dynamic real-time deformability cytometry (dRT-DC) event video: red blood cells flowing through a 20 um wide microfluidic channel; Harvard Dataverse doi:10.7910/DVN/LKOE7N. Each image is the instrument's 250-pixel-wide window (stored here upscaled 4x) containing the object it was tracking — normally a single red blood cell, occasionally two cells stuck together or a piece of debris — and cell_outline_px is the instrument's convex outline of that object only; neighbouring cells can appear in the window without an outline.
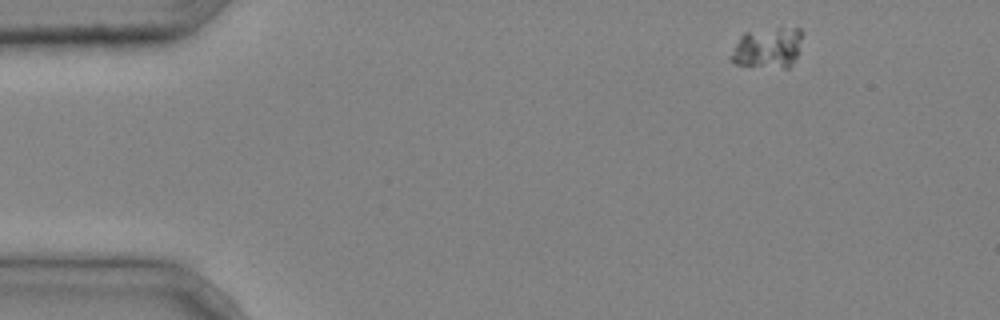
{"species": "common noctule bat (a hibernating species)", "species_latin": "Nyctalus noctula", "temperature_condition": "cold", "stored_images_in_passage": 4, "camera_frame_rate_fps": 3000, "um_per_image_px": 0.085, "animal": {"sex": "male", "body_mass_g": 20.4}, "frame": {"image": 1, "passage_image": 1, "time_ms": 0.0, "image_size_px": [1000, 320], "cell_outline_px": [[804, 36], [796, 56], [788, 68], [784, 68], [736, 64], [728, 56], [740, 36], [744, 32], [780, 28], [800, 28], [804, 32]], "centroid_in_image_um": [65.27, 4.05], "position_along_channel_um": 19.7, "area_um2": 16.88}}